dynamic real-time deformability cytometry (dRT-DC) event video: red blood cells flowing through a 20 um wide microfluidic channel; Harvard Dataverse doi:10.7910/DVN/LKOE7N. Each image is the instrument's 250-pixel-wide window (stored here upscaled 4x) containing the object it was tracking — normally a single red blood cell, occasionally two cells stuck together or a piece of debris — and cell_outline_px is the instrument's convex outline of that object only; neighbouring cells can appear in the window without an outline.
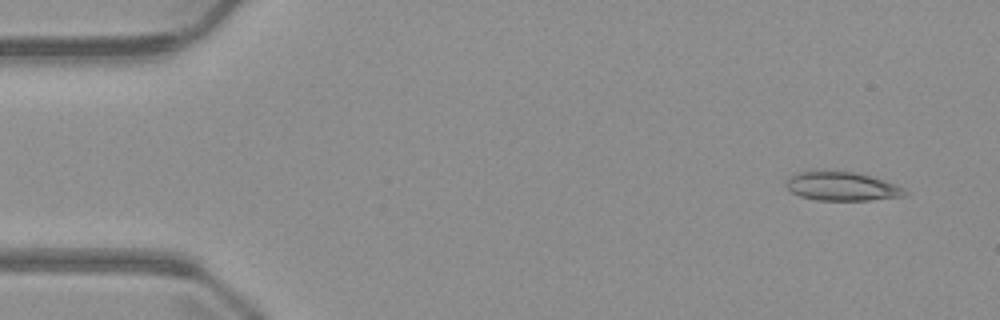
{"species": "common noctule bat (a hibernating species)", "species_latin": "Nyctalus noctula", "temperature_condition": "warm", "stored_images_in_passage": 4, "camera_frame_rate_fps": 3000, "um_per_image_px": 0.085, "animal": {"sex": "male", "body_mass_g": 23.1, "forearm_length_mm": 52.7}, "frame": {"image": 1, "passage_image": 1, "time_ms": 0.0, "image_size_px": [1000, 320], "cell_outline_px": [[908, 196], [872, 200], [816, 200], [800, 196], [792, 192], [784, 184], [796, 172], [812, 168], [820, 168], [856, 172], [884, 180], [896, 184], [904, 188], [908, 192]], "centroid_in_image_um": [71.55, 15.8], "position_along_channel_um": 13.5, "area_um2": 20.75}}
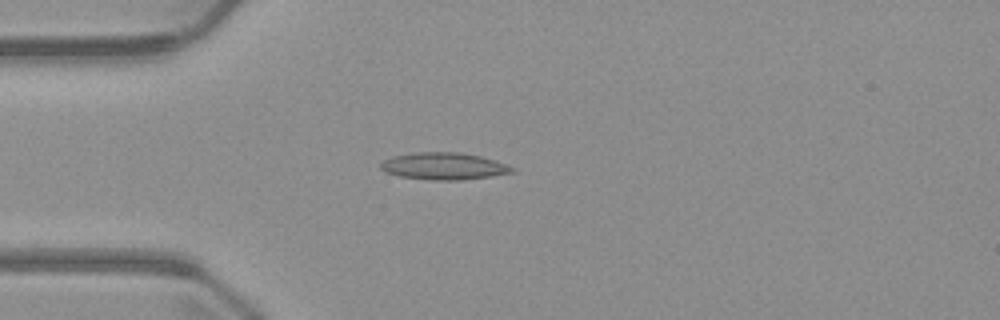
{"frame": {"image": 2, "passage_image": 3, "time_ms": 3.333, "image_size_px": [1000, 320], "cell_outline_px": [[516, 172], [492, 176], [464, 180], [432, 180], [400, 176], [384, 172], [380, 168], [380, 164], [384, 160], [392, 156], [416, 152], [460, 152], [480, 156], [516, 168]], "centroid_in_image_um": [37.72, 14.13], "position_along_channel_um": 47.3, "area_um2": 20.75}}